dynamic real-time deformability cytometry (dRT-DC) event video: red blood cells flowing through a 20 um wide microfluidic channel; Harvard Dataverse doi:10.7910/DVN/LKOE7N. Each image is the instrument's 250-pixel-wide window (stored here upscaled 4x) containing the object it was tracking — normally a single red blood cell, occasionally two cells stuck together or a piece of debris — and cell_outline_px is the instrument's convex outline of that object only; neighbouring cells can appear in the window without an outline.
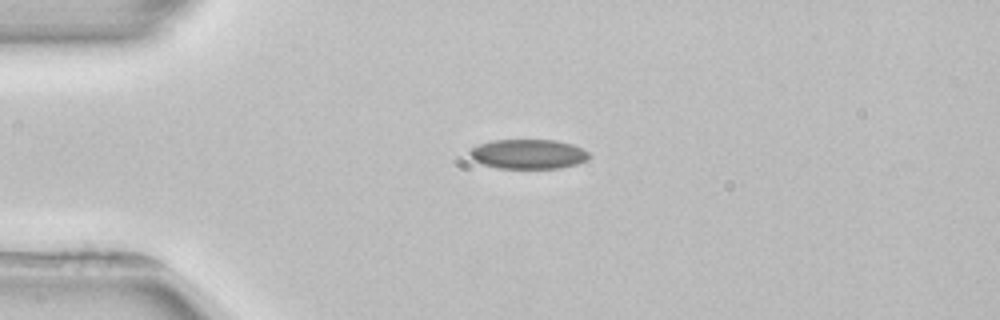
{"species": "common noctule bat (a hibernating species)", "species_latin": "Nyctalus noctula", "temperature_condition": "room temperature", "stored_images_in_passage": 3, "camera_frame_rate_fps": 3000, "um_per_image_px": 0.085, "animal": {"sex": "female", "body_mass_g": 22.7, "forearm_length_mm": 54.2}, "frame": {"image": 1, "passage_image": 3, "time_ms": 2.667, "image_size_px": [1000, 320], "cell_outline_px": [[592, 156], [588, 160], [576, 164], [560, 168], [496, 168], [472, 160], [468, 152], [472, 148], [480, 144], [492, 140], [556, 140], [572, 144], [588, 152]], "centroid_in_image_um": [44.91, 13.1], "position_along_channel_um": 40.1, "area_um2": 20.63}}